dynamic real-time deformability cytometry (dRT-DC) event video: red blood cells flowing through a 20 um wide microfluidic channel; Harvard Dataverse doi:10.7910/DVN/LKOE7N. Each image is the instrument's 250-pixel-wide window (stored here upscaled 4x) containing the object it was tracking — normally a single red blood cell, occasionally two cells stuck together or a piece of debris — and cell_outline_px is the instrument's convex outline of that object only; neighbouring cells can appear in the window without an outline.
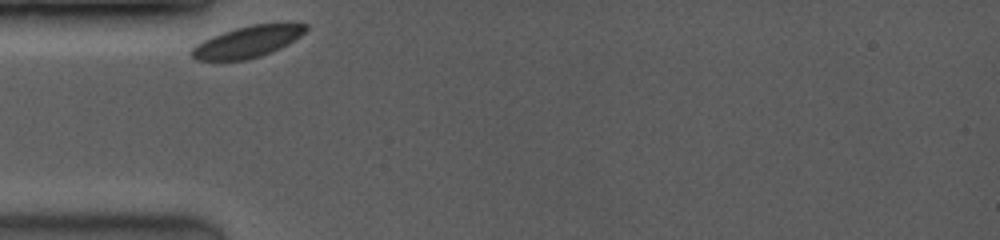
{"species": "common noctule bat (a hibernating species)", "species_latin": "Nyctalus noctula", "temperature_condition": "room temperature", "stored_images_in_passage": 7, "camera_frame_rate_fps": 3500, "um_per_image_px": 0.085, "animal": {"sex": "female", "body_mass_g": 19.0, "forearm_length_mm": 53.3}, "frame": {"image": 1, "passage_image": 1, "time_ms": 0.0, "image_size_px": [1000, 240], "cell_outline_px": [[308, 28], [300, 36], [288, 44], [272, 52], [260, 56], [244, 60], [196, 60], [188, 52], [196, 44], [212, 36], [236, 28], [252, 24], [284, 20], [292, 20], [308, 24]], "centroid_in_image_um": [21.14, 3.49], "position_along_channel_um": 63.9, "area_um2": 21.56}}